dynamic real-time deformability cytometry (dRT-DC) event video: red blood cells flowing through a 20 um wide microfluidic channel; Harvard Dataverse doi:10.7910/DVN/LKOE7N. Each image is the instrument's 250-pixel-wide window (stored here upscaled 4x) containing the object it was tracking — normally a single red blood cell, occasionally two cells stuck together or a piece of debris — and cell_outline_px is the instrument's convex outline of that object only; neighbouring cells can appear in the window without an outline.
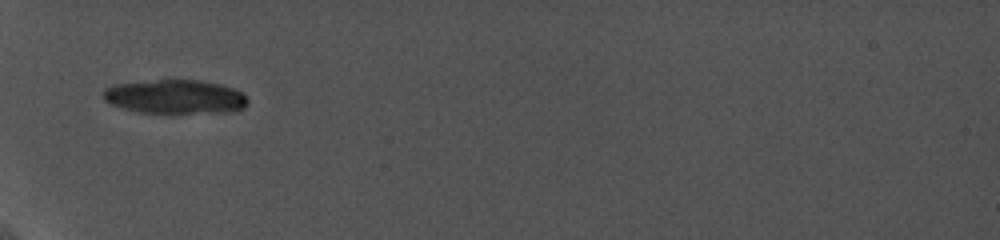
{"species": "common noctule bat (a hibernating species)", "species_latin": "Nyctalus noctula", "temperature_condition": "cold", "stored_images_in_passage": 2, "camera_frame_rate_fps": 5000, "um_per_image_px": 0.085, "animal": {"sex": "female", "body_mass_g": 19.0, "forearm_length_mm": 56.7}, "frame": {"image": 1, "passage_image": 1, "time_ms": 0.0, "image_size_px": [1000, 240], "cell_outline_px": [[248, 104], [244, 108], [232, 112], [168, 116], [140, 112], [124, 108], [112, 104], [104, 100], [100, 92], [104, 88], [112, 84], [168, 76], [200, 80], [220, 84], [232, 88], [240, 92], [248, 100]], "centroid_in_image_um": [14.84, 8.22], "position_along_channel_um": 70.2, "area_um2": 30.92}}